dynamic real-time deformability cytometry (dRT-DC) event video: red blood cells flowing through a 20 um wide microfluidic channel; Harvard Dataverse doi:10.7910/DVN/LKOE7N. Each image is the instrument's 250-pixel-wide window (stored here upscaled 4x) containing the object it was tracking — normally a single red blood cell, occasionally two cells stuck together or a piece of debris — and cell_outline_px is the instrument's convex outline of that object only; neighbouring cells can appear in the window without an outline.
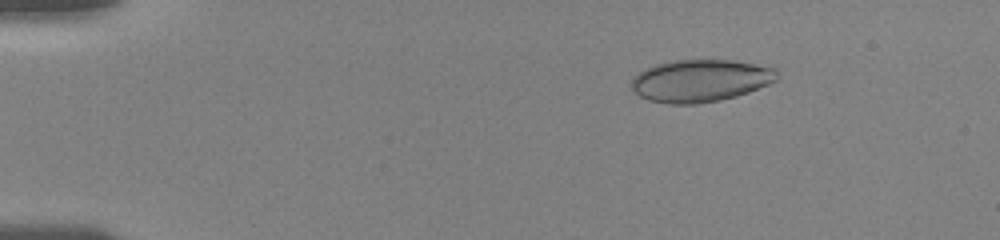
{"species": "human", "species_latin": "Homo sapiens", "temperature_condition": "room temperature", "stored_images_in_passage": 14, "camera_frame_rate_fps": 3000, "um_per_image_px": 0.085, "donor": {"sex": "female"}, "frame": {"image": 1, "passage_image": 5, "time_ms": 2.333, "image_size_px": [1000, 240], "cell_outline_px": [[776, 80], [768, 84], [748, 92], [736, 96], [720, 100], [696, 104], [668, 104], [648, 100], [640, 96], [628, 84], [632, 76], [644, 68], [668, 60], [732, 60], [776, 68]], "centroid_in_image_um": [59.45, 6.85], "position_along_channel_um": 25.5, "area_um2": 36.13}}
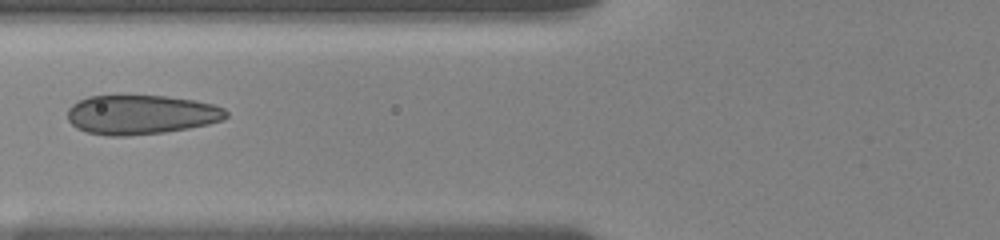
{"frame": {"image": 2, "passage_image": 12, "time_ms": 7.0, "image_size_px": [1000, 240], "cell_outline_px": [[228, 116], [224, 120], [208, 124], [188, 128], [164, 132], [128, 136], [108, 136], [88, 132], [76, 128], [68, 120], [68, 108], [72, 104], [88, 96], [164, 96], [192, 100], [212, 104], [224, 108], [228, 112]], "centroid_in_image_um": [11.99, 9.75], "position_along_channel_um": 113.8, "area_um2": 36.3}}